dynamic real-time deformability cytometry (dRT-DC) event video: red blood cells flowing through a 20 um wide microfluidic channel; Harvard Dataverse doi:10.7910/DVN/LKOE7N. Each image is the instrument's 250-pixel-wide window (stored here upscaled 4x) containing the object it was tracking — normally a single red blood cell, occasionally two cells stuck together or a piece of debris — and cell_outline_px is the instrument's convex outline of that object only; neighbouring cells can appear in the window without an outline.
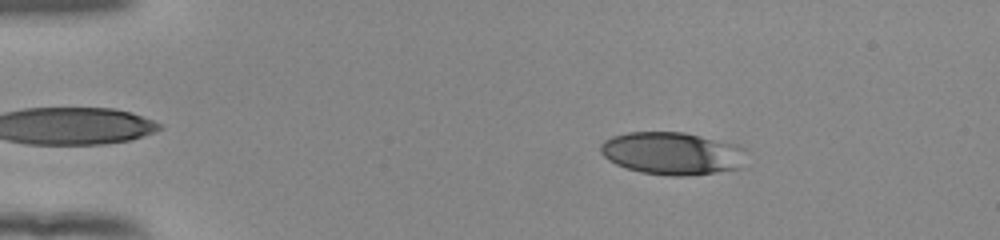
{"species": "human", "species_latin": "Homo sapiens", "temperature_condition": "room temperature", "stored_images_in_passage": 53, "camera_frame_rate_fps": 3000, "um_per_image_px": 0.085, "donor": {"sex": "female"}, "frame": {"image": 1, "passage_image": 9, "time_ms": 2.667, "image_size_px": [1000, 240], "cell_outline_px": [[744, 148], [740, 168], [716, 172], [688, 176], [668, 176], [640, 172], [616, 164], [608, 160], [600, 152], [600, 144], [604, 140], [612, 136], [628, 132], [684, 132], [740, 144]], "centroid_in_image_um": [57.11, 13.03], "position_along_channel_um": 27.9, "area_um2": 36.36}}
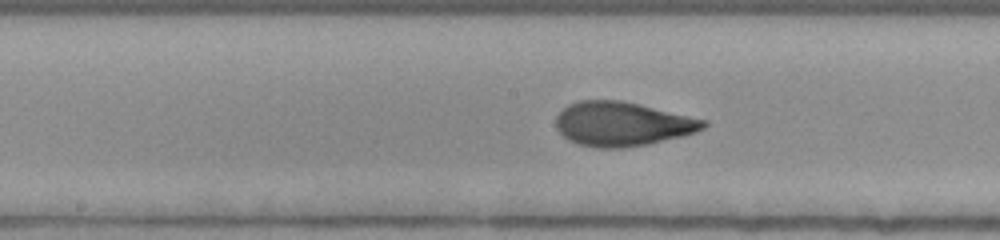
{"frame": {"image": 2, "passage_image": 28, "time_ms": 9.0, "image_size_px": [1000, 240], "cell_outline_px": [[708, 124], [704, 128], [696, 132], [648, 144], [624, 148], [600, 148], [576, 144], [568, 140], [556, 128], [556, 116], [568, 104], [580, 100], [620, 100], [640, 104], [708, 120]], "centroid_in_image_um": [52.89, 10.53], "position_along_channel_um": 195.3, "area_um2": 38.09}}
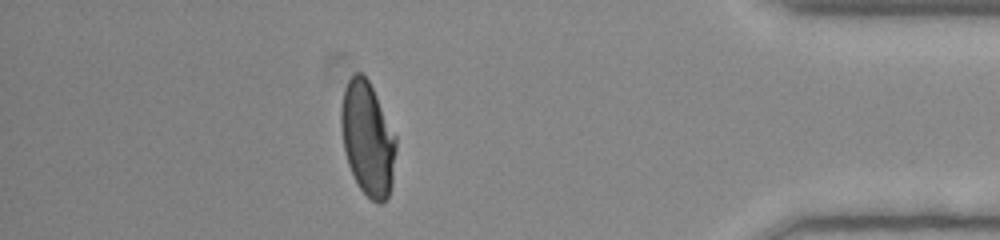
{"frame": {"image": 3, "passage_image": 47, "time_ms": 15.333, "image_size_px": [1000, 240], "cell_outline_px": [[396, 152], [392, 184], [388, 196], [380, 204], [376, 204], [360, 188], [348, 164], [344, 148], [340, 124], [340, 108], [344, 88], [348, 80], [356, 72], [360, 72], [368, 80], [396, 136]], "centroid_in_image_um": [31.24, 11.79], "position_along_channel_um": 404.0, "area_um2": 36.18}, "authors_computed_cell_mechanics": {"area_um2": 37.1654, "velocity_mm_per_s": 3.8835, "shape_relaxation_time_tau1_ms": 5.2129, "shape_relaxation_time_tau2_ms": 0.8933, "deformation_change_tau1": 0.212, "deformation_change_tau2": 0.0642}}